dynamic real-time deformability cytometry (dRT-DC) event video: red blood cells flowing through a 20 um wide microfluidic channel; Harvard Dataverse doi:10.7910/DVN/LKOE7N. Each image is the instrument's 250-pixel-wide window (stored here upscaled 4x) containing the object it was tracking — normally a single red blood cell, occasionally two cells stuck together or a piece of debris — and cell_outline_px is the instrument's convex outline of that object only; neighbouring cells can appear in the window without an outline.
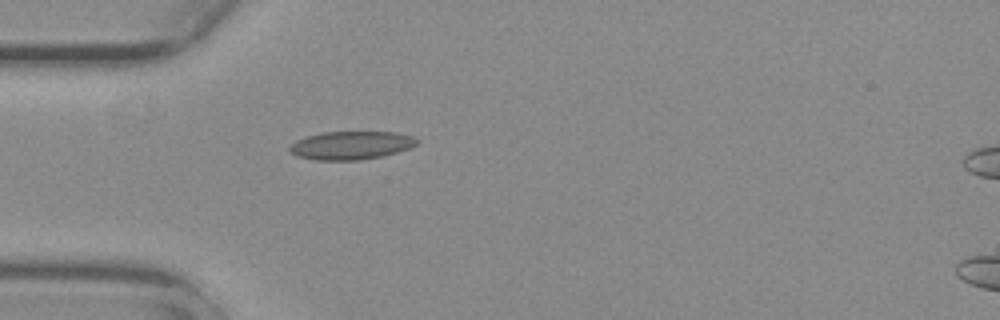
{"species": "common noctule bat (a hibernating species)", "species_latin": "Nyctalus noctula", "temperature_condition": "warm", "stored_images_in_passage": 39, "camera_frame_rate_fps": 3000, "um_per_image_px": 0.085, "animal": {"sex": "female", "body_mass_g": 29.2, "forearm_length_mm": 56.3}, "frame": {"image": 1, "passage_image": 1, "time_ms": 0.0, "image_size_px": [1000, 320], "cell_outline_px": [[420, 140], [416, 144], [408, 148], [396, 152], [380, 156], [360, 160], [316, 160], [296, 156], [288, 148], [296, 140], [308, 136], [324, 132], [396, 132], [412, 136]], "centroid_in_image_um": [29.84, 12.35], "position_along_channel_um": 55.2, "area_um2": 20.75}}
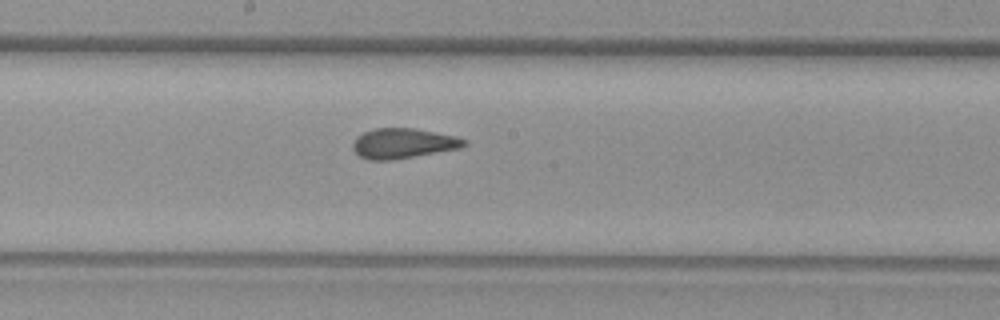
{"frame": {"image": 2, "passage_image": 14, "time_ms": 4.333, "image_size_px": [1000, 320], "cell_outline_px": [[468, 144], [460, 148], [392, 160], [368, 160], [360, 156], [352, 148], [352, 144], [356, 136], [364, 132], [376, 128], [416, 128], [456, 136], [468, 140]], "centroid_in_image_um": [34.27, 12.18], "position_along_channel_um": 213.9, "area_um2": 19.59}}
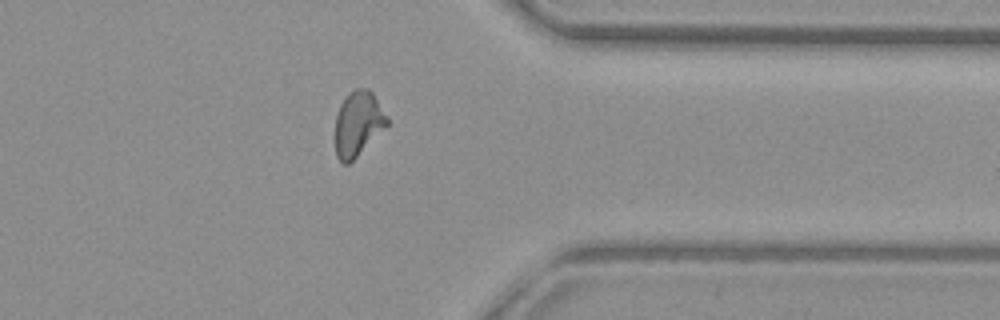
{"frame": {"image": 3, "passage_image": 28, "time_ms": 9.0, "image_size_px": [1000, 320], "cell_outline_px": [[388, 124], [348, 164], [344, 164], [336, 156], [336, 116], [340, 104], [348, 92], [356, 88], [368, 88], [372, 92], [388, 116]], "centroid_in_image_um": [30.43, 10.46], "position_along_channel_um": 381.0, "area_um2": 19.31}, "authors_computed_cell_mechanics": {"area_um2": 19.7098, "velocity_mm_per_s": 3.7951, "shape_relaxation_time_tau1_ms": null, "shape_relaxation_time_tau2_ms": 1.3663, "deformation_change_tau1": null, "deformation_change_tau2": 0.0759}}